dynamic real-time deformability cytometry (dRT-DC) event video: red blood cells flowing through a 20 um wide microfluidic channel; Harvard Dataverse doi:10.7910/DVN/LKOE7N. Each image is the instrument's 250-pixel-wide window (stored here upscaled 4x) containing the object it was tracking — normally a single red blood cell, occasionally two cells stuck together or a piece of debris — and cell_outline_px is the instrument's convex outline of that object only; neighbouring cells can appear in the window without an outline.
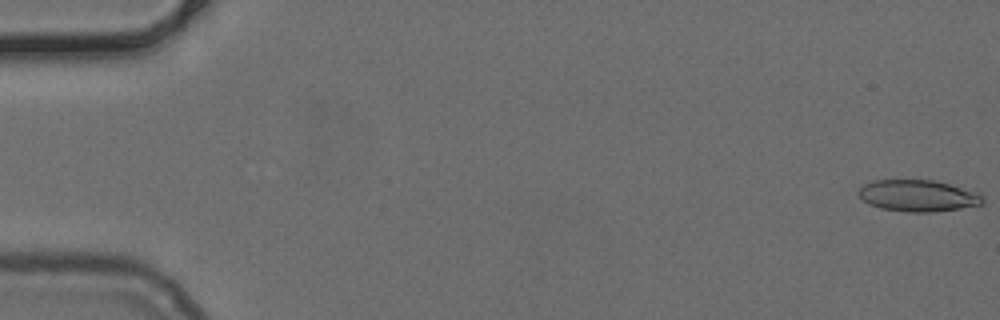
{"species": "common noctule bat (a hibernating species)", "species_latin": "Nyctalus noctula", "temperature_condition": "cold", "stored_images_in_passage": 52, "camera_frame_rate_fps": 3000, "um_per_image_px": 0.085, "animal": {"sex": "female", "body_mass_g": 24.6, "forearm_length_mm": 56.2}, "frame": {"image": 1, "passage_image": 1, "time_ms": 0.0, "image_size_px": [1000, 320], "cell_outline_px": [[984, 204], [960, 208], [932, 212], [904, 212], [880, 208], [868, 204], [856, 192], [864, 184], [872, 180], [932, 180], [948, 184], [984, 196]], "centroid_in_image_um": [77.97, 16.64], "position_along_channel_um": 7.0, "area_um2": 22.66}}
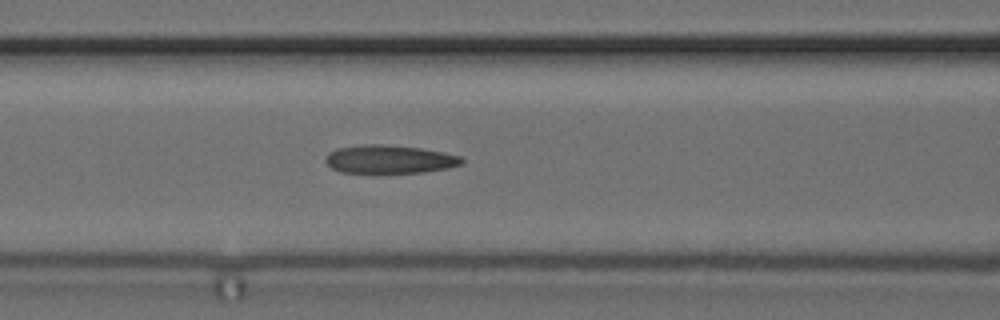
{"frame": {"image": 2, "passage_image": 22, "time_ms": 7.0, "image_size_px": [1000, 320], "cell_outline_px": [[464, 164], [448, 168], [424, 172], [340, 172], [332, 168], [324, 160], [328, 152], [336, 148], [364, 144], [384, 144], [420, 148], [444, 152], [460, 156], [464, 160]], "centroid_in_image_um": [33.11, 13.52], "position_along_channel_um": 133.5, "area_um2": 22.48}}
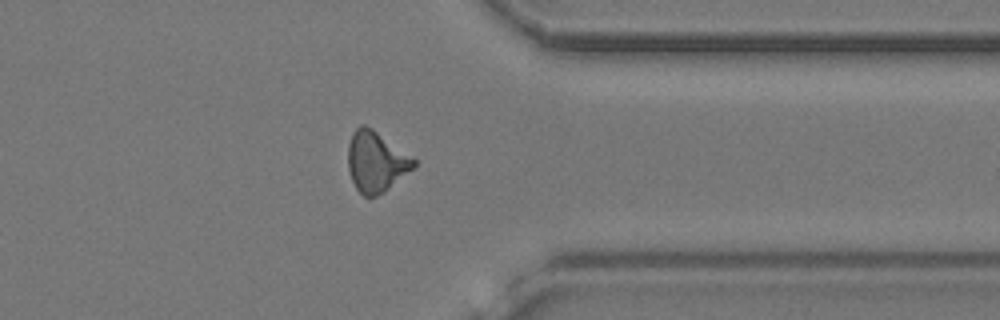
{"frame": {"image": 3, "passage_image": 41, "time_ms": 13.333, "image_size_px": [1000, 320], "cell_outline_px": [[416, 164], [412, 168], [384, 192], [376, 196], [364, 196], [356, 188], [352, 180], [348, 168], [348, 144], [352, 132], [360, 124], [364, 124], [372, 128], [416, 160]], "centroid_in_image_um": [31.92, 13.72], "position_along_channel_um": 379.5, "area_um2": 22.83}}